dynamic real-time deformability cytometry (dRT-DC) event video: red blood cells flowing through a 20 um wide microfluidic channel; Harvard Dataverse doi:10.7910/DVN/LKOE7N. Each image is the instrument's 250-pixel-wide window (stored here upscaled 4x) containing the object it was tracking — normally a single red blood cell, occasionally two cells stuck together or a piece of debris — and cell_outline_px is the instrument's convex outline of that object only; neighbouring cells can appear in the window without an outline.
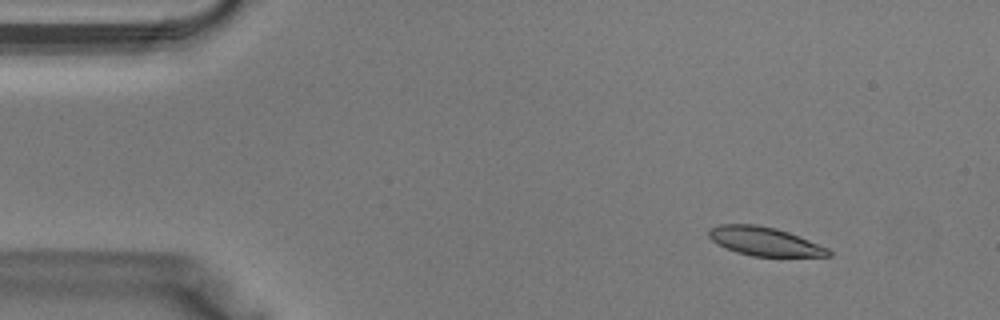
{"species": "Egyptian fruit bat (a non-hibernating species)", "species_latin": "Rousettus aegyptiacus", "temperature_condition": "warm", "stored_images_in_passage": 39, "segment_of_instrument_passage": [1, 2], "camera_frame_rate_fps": 3000, "um_per_image_px": 0.085, "animal": {"sex": "male"}, "frame": {"image": 1, "passage_image": 4, "time_ms": 1.0, "image_size_px": [1000, 320], "cell_outline_px": [[832, 256], [752, 256], [736, 252], [712, 240], [708, 236], [708, 232], [712, 228], [720, 224], [756, 224], [776, 228], [788, 232], [828, 248], [832, 252]], "centroid_in_image_um": [65.0, 20.51], "position_along_channel_um": 20.0, "area_um2": 19.71}}
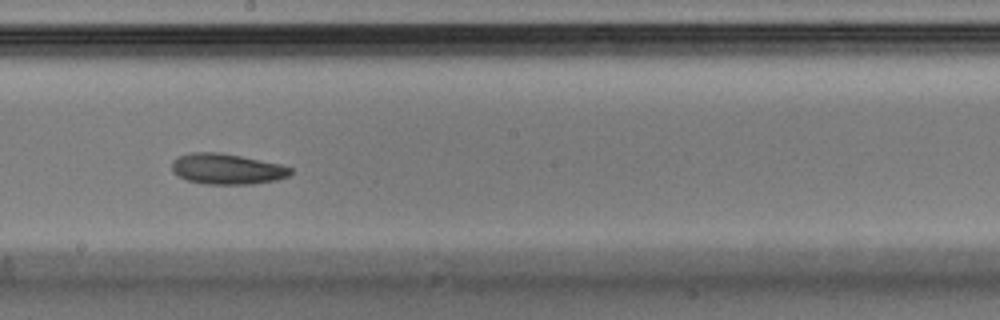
{"frame": {"image": 2, "passage_image": 21, "time_ms": 6.667, "image_size_px": [1000, 320], "cell_outline_px": [[292, 172], [288, 176], [276, 180], [252, 184], [204, 184], [188, 180], [172, 172], [172, 160], [176, 156], [192, 152], [220, 152], [280, 164], [292, 168]], "centroid_in_image_um": [19.26, 14.35], "position_along_channel_um": 228.9, "area_um2": 21.21}}
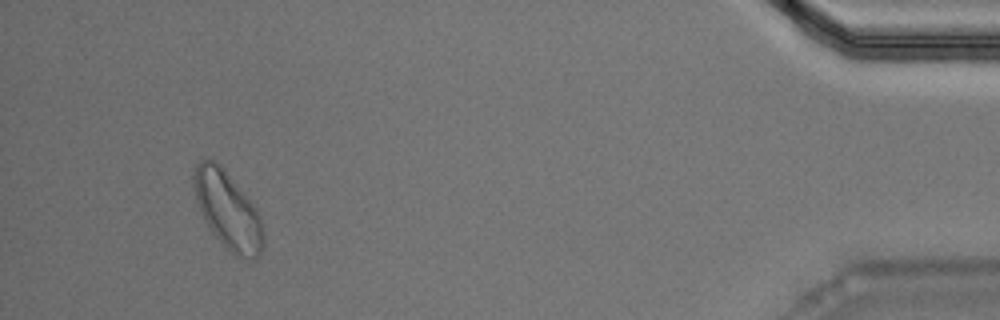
{"frame": {"image": 3, "passage_image": 36, "time_ms": 11.667, "image_size_px": [1000, 320], "cell_outline_px": [[264, 244], [260, 252], [256, 256], [248, 260], [236, 256], [224, 248], [208, 228], [200, 212], [192, 188], [192, 176], [196, 164], [200, 160], [212, 160], [220, 164], [224, 168], [252, 204], [260, 220], [264, 236]], "centroid_in_image_um": [19.3, 17.88], "position_along_channel_um": 415.9, "area_um2": 31.33}}